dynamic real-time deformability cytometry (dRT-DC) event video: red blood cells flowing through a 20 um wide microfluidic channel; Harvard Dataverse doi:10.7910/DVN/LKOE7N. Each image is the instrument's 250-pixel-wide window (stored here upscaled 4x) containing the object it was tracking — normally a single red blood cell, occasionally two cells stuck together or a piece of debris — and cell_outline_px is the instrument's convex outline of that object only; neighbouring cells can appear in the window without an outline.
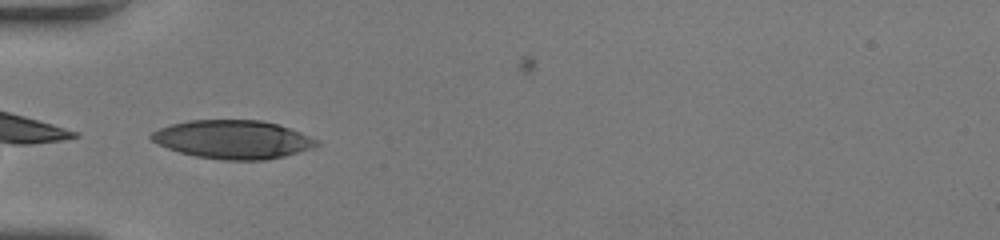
{"species": "human", "species_latin": "Homo sapiens", "temperature_condition": "room temperature", "stored_images_in_passage": 37, "camera_frame_rate_fps": 3000, "um_per_image_px": 0.085, "donor": {"sex": "female"}, "frame": {"image": 1, "passage_image": 1, "time_ms": 0.0, "image_size_px": [1000, 240], "cell_outline_px": [[320, 144], [312, 148], [284, 156], [264, 160], [224, 160], [196, 156], [180, 152], [168, 148], [152, 140], [148, 136], [152, 132], [160, 128], [172, 124], [188, 120], [260, 120], [276, 124], [300, 132], [320, 140]], "centroid_in_image_um": [19.81, 11.85], "position_along_channel_um": 65.2, "area_um2": 36.88}}
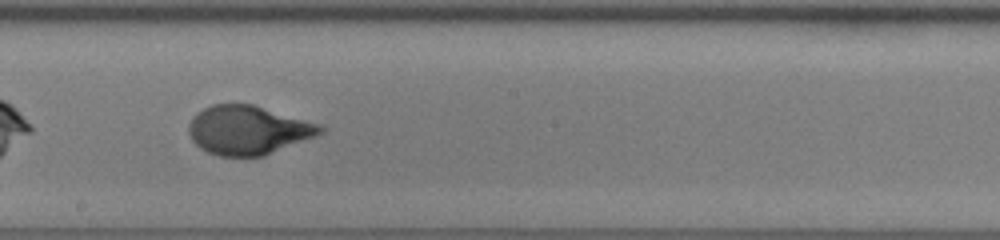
{"frame": {"image": 2, "passage_image": 14, "time_ms": 4.333, "image_size_px": [1000, 240], "cell_outline_px": [[328, 128], [324, 132], [316, 136], [264, 156], [220, 156], [208, 152], [200, 148], [192, 140], [188, 132], [188, 124], [204, 108], [212, 104], [252, 104], [324, 124]], "centroid_in_image_um": [21.16, 11.06], "position_along_channel_um": 227.0, "area_um2": 37.69}}
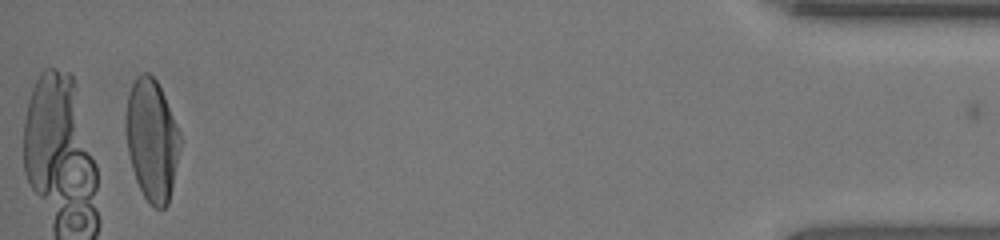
{"frame": {"image": 3, "passage_image": 35, "time_ms": 11.333, "image_size_px": [1000, 240], "cell_outline_px": [[180, 148], [168, 204], [164, 208], [156, 208], [144, 196], [136, 180], [132, 168], [128, 152], [124, 124], [124, 116], [128, 96], [132, 84], [136, 76], [140, 72], [148, 72], [156, 80], [164, 96], [180, 132]], "centroid_in_image_um": [12.88, 11.85], "position_along_channel_um": 422.3, "area_um2": 38.32}, "authors_computed_cell_mechanics": {"area_um2": 37.6856, "velocity_mm_per_s": 3.8381, "shape_relaxation_time_tau1_ms": 3.9215, "shape_relaxation_time_tau2_ms": null, "deformation_change_tau1": 0.2307, "deformation_change_tau2": null}}